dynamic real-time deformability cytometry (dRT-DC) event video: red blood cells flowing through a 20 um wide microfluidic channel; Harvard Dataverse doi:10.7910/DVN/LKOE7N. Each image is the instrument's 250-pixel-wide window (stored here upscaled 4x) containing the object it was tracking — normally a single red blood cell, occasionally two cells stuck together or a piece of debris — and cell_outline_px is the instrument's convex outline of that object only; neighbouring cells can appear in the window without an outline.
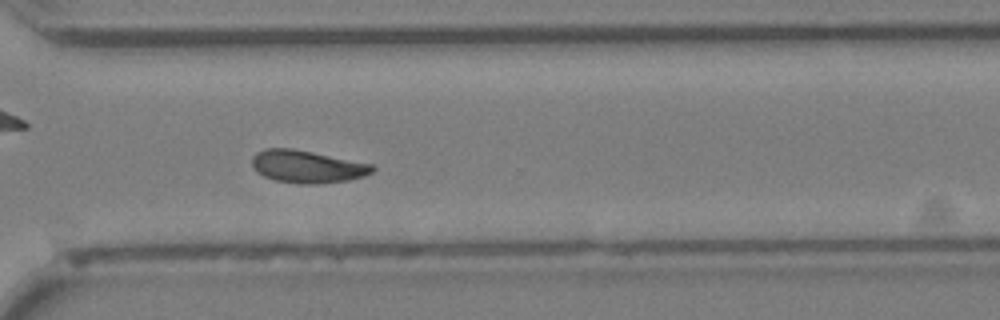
{"species": "Egyptian fruit bat (a non-hibernating species)", "species_latin": "Rousettus aegyptiacus", "temperature_condition": "cold", "stored_images_in_passage": 33, "camera_frame_rate_fps": 3000, "um_per_image_px": 0.085, "animal": {"sex": "female"}, "frame": {"image": 1, "passage_image": 24, "time_ms": 7.667, "image_size_px": [1000, 320], "cell_outline_px": [[376, 168], [372, 172], [364, 176], [348, 180], [316, 184], [300, 184], [276, 180], [264, 176], [256, 172], [252, 164], [252, 156], [256, 152], [264, 148], [292, 148], [372, 164]], "centroid_in_image_um": [26.08, 14.16], "position_along_channel_um": 344.5, "area_um2": 22.77}}